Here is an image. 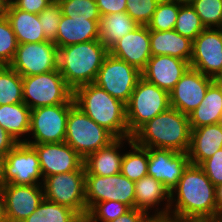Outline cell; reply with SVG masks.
Returning <instances> with one entry per match:
<instances>
[{
    "instance_id": "1",
    "label": "cell",
    "mask_w": 222,
    "mask_h": 222,
    "mask_svg": "<svg viewBox=\"0 0 222 222\" xmlns=\"http://www.w3.org/2000/svg\"><path fill=\"white\" fill-rule=\"evenodd\" d=\"M174 190L178 198L173 217L197 220L217 217L215 186L199 165H187L171 191V202Z\"/></svg>"
},
{
    "instance_id": "2",
    "label": "cell",
    "mask_w": 222,
    "mask_h": 222,
    "mask_svg": "<svg viewBox=\"0 0 222 222\" xmlns=\"http://www.w3.org/2000/svg\"><path fill=\"white\" fill-rule=\"evenodd\" d=\"M191 138L189 116L169 108L142 125L132 140L145 148L171 149L188 152Z\"/></svg>"
},
{
    "instance_id": "3",
    "label": "cell",
    "mask_w": 222,
    "mask_h": 222,
    "mask_svg": "<svg viewBox=\"0 0 222 222\" xmlns=\"http://www.w3.org/2000/svg\"><path fill=\"white\" fill-rule=\"evenodd\" d=\"M75 105L115 138H129L126 104L96 84H85L73 91Z\"/></svg>"
},
{
    "instance_id": "4",
    "label": "cell",
    "mask_w": 222,
    "mask_h": 222,
    "mask_svg": "<svg viewBox=\"0 0 222 222\" xmlns=\"http://www.w3.org/2000/svg\"><path fill=\"white\" fill-rule=\"evenodd\" d=\"M108 53L99 39L58 48L57 69L74 91L79 86L95 82Z\"/></svg>"
},
{
    "instance_id": "5",
    "label": "cell",
    "mask_w": 222,
    "mask_h": 222,
    "mask_svg": "<svg viewBox=\"0 0 222 222\" xmlns=\"http://www.w3.org/2000/svg\"><path fill=\"white\" fill-rule=\"evenodd\" d=\"M169 108V92L141 77L131 94L129 102L126 104L129 137H132L146 122Z\"/></svg>"
},
{
    "instance_id": "6",
    "label": "cell",
    "mask_w": 222,
    "mask_h": 222,
    "mask_svg": "<svg viewBox=\"0 0 222 222\" xmlns=\"http://www.w3.org/2000/svg\"><path fill=\"white\" fill-rule=\"evenodd\" d=\"M116 138L74 105L69 110L65 141L83 160Z\"/></svg>"
},
{
    "instance_id": "7",
    "label": "cell",
    "mask_w": 222,
    "mask_h": 222,
    "mask_svg": "<svg viewBox=\"0 0 222 222\" xmlns=\"http://www.w3.org/2000/svg\"><path fill=\"white\" fill-rule=\"evenodd\" d=\"M22 82L23 102L31 110L43 106L75 103L73 90L66 84L58 69L22 77Z\"/></svg>"
},
{
    "instance_id": "8",
    "label": "cell",
    "mask_w": 222,
    "mask_h": 222,
    "mask_svg": "<svg viewBox=\"0 0 222 222\" xmlns=\"http://www.w3.org/2000/svg\"><path fill=\"white\" fill-rule=\"evenodd\" d=\"M44 199L67 206L83 219L87 214L85 200V167L76 171L45 177Z\"/></svg>"
},
{
    "instance_id": "9",
    "label": "cell",
    "mask_w": 222,
    "mask_h": 222,
    "mask_svg": "<svg viewBox=\"0 0 222 222\" xmlns=\"http://www.w3.org/2000/svg\"><path fill=\"white\" fill-rule=\"evenodd\" d=\"M140 78L141 71L108 53L94 84L104 89L112 97L127 104Z\"/></svg>"
},
{
    "instance_id": "10",
    "label": "cell",
    "mask_w": 222,
    "mask_h": 222,
    "mask_svg": "<svg viewBox=\"0 0 222 222\" xmlns=\"http://www.w3.org/2000/svg\"><path fill=\"white\" fill-rule=\"evenodd\" d=\"M85 200L87 210L95 203L112 200L135 208V182L121 173L112 176L85 175Z\"/></svg>"
},
{
    "instance_id": "11",
    "label": "cell",
    "mask_w": 222,
    "mask_h": 222,
    "mask_svg": "<svg viewBox=\"0 0 222 222\" xmlns=\"http://www.w3.org/2000/svg\"><path fill=\"white\" fill-rule=\"evenodd\" d=\"M75 103L43 106L31 110L30 131L35 141L27 144L60 143L66 138L69 110Z\"/></svg>"
},
{
    "instance_id": "12",
    "label": "cell",
    "mask_w": 222,
    "mask_h": 222,
    "mask_svg": "<svg viewBox=\"0 0 222 222\" xmlns=\"http://www.w3.org/2000/svg\"><path fill=\"white\" fill-rule=\"evenodd\" d=\"M190 68L222 80V28H205L193 40Z\"/></svg>"
},
{
    "instance_id": "13",
    "label": "cell",
    "mask_w": 222,
    "mask_h": 222,
    "mask_svg": "<svg viewBox=\"0 0 222 222\" xmlns=\"http://www.w3.org/2000/svg\"><path fill=\"white\" fill-rule=\"evenodd\" d=\"M58 47L52 41L18 44L9 66L22 77L57 70Z\"/></svg>"
},
{
    "instance_id": "14",
    "label": "cell",
    "mask_w": 222,
    "mask_h": 222,
    "mask_svg": "<svg viewBox=\"0 0 222 222\" xmlns=\"http://www.w3.org/2000/svg\"><path fill=\"white\" fill-rule=\"evenodd\" d=\"M42 177L39 157L35 148L25 142H19L5 156L4 185H35Z\"/></svg>"
},
{
    "instance_id": "15",
    "label": "cell",
    "mask_w": 222,
    "mask_h": 222,
    "mask_svg": "<svg viewBox=\"0 0 222 222\" xmlns=\"http://www.w3.org/2000/svg\"><path fill=\"white\" fill-rule=\"evenodd\" d=\"M214 81L200 71L189 68L169 93L170 107L190 115L203 101Z\"/></svg>"
},
{
    "instance_id": "16",
    "label": "cell",
    "mask_w": 222,
    "mask_h": 222,
    "mask_svg": "<svg viewBox=\"0 0 222 222\" xmlns=\"http://www.w3.org/2000/svg\"><path fill=\"white\" fill-rule=\"evenodd\" d=\"M190 163L187 152L148 148V176L162 182L171 192Z\"/></svg>"
},
{
    "instance_id": "17",
    "label": "cell",
    "mask_w": 222,
    "mask_h": 222,
    "mask_svg": "<svg viewBox=\"0 0 222 222\" xmlns=\"http://www.w3.org/2000/svg\"><path fill=\"white\" fill-rule=\"evenodd\" d=\"M39 157L43 177L79 170L83 166V158L66 142L29 144Z\"/></svg>"
},
{
    "instance_id": "18",
    "label": "cell",
    "mask_w": 222,
    "mask_h": 222,
    "mask_svg": "<svg viewBox=\"0 0 222 222\" xmlns=\"http://www.w3.org/2000/svg\"><path fill=\"white\" fill-rule=\"evenodd\" d=\"M39 186L10 183L2 186L8 222H22L38 208L44 200V192Z\"/></svg>"
},
{
    "instance_id": "19",
    "label": "cell",
    "mask_w": 222,
    "mask_h": 222,
    "mask_svg": "<svg viewBox=\"0 0 222 222\" xmlns=\"http://www.w3.org/2000/svg\"><path fill=\"white\" fill-rule=\"evenodd\" d=\"M109 53L142 71L152 56L148 26L139 25L127 33L109 49Z\"/></svg>"
},
{
    "instance_id": "20",
    "label": "cell",
    "mask_w": 222,
    "mask_h": 222,
    "mask_svg": "<svg viewBox=\"0 0 222 222\" xmlns=\"http://www.w3.org/2000/svg\"><path fill=\"white\" fill-rule=\"evenodd\" d=\"M190 68V63L169 55L151 56L141 77L161 89L171 92L180 78Z\"/></svg>"
},
{
    "instance_id": "21",
    "label": "cell",
    "mask_w": 222,
    "mask_h": 222,
    "mask_svg": "<svg viewBox=\"0 0 222 222\" xmlns=\"http://www.w3.org/2000/svg\"><path fill=\"white\" fill-rule=\"evenodd\" d=\"M222 148V123L191 129L188 157L191 164L200 165Z\"/></svg>"
},
{
    "instance_id": "22",
    "label": "cell",
    "mask_w": 222,
    "mask_h": 222,
    "mask_svg": "<svg viewBox=\"0 0 222 222\" xmlns=\"http://www.w3.org/2000/svg\"><path fill=\"white\" fill-rule=\"evenodd\" d=\"M100 20L73 19L62 15L54 43L58 48L99 39Z\"/></svg>"
},
{
    "instance_id": "23",
    "label": "cell",
    "mask_w": 222,
    "mask_h": 222,
    "mask_svg": "<svg viewBox=\"0 0 222 222\" xmlns=\"http://www.w3.org/2000/svg\"><path fill=\"white\" fill-rule=\"evenodd\" d=\"M4 14L15 33L18 44L48 41L44 36L38 14L15 8L11 3L4 6Z\"/></svg>"
},
{
    "instance_id": "24",
    "label": "cell",
    "mask_w": 222,
    "mask_h": 222,
    "mask_svg": "<svg viewBox=\"0 0 222 222\" xmlns=\"http://www.w3.org/2000/svg\"><path fill=\"white\" fill-rule=\"evenodd\" d=\"M193 41L174 29L170 31L150 30V50L152 56L169 55L190 63Z\"/></svg>"
},
{
    "instance_id": "25",
    "label": "cell",
    "mask_w": 222,
    "mask_h": 222,
    "mask_svg": "<svg viewBox=\"0 0 222 222\" xmlns=\"http://www.w3.org/2000/svg\"><path fill=\"white\" fill-rule=\"evenodd\" d=\"M191 129L222 123V80H215L200 105L190 114Z\"/></svg>"
},
{
    "instance_id": "26",
    "label": "cell",
    "mask_w": 222,
    "mask_h": 222,
    "mask_svg": "<svg viewBox=\"0 0 222 222\" xmlns=\"http://www.w3.org/2000/svg\"><path fill=\"white\" fill-rule=\"evenodd\" d=\"M125 138H116L108 146L89 154L83 162L85 175L112 176L121 172L123 155L117 152L121 141Z\"/></svg>"
},
{
    "instance_id": "27",
    "label": "cell",
    "mask_w": 222,
    "mask_h": 222,
    "mask_svg": "<svg viewBox=\"0 0 222 222\" xmlns=\"http://www.w3.org/2000/svg\"><path fill=\"white\" fill-rule=\"evenodd\" d=\"M165 198H168L169 202L166 210L157 212L156 215H170L171 192L162 182L148 175L135 182V208L138 210L146 213L150 207L159 204Z\"/></svg>"
},
{
    "instance_id": "28",
    "label": "cell",
    "mask_w": 222,
    "mask_h": 222,
    "mask_svg": "<svg viewBox=\"0 0 222 222\" xmlns=\"http://www.w3.org/2000/svg\"><path fill=\"white\" fill-rule=\"evenodd\" d=\"M138 26L126 12L101 16L99 22V40L109 50L119 39Z\"/></svg>"
},
{
    "instance_id": "29",
    "label": "cell",
    "mask_w": 222,
    "mask_h": 222,
    "mask_svg": "<svg viewBox=\"0 0 222 222\" xmlns=\"http://www.w3.org/2000/svg\"><path fill=\"white\" fill-rule=\"evenodd\" d=\"M31 109L24 103L0 105V126L18 143L24 142L19 137L29 133Z\"/></svg>"
},
{
    "instance_id": "30",
    "label": "cell",
    "mask_w": 222,
    "mask_h": 222,
    "mask_svg": "<svg viewBox=\"0 0 222 222\" xmlns=\"http://www.w3.org/2000/svg\"><path fill=\"white\" fill-rule=\"evenodd\" d=\"M22 222H84L73 209L44 199Z\"/></svg>"
},
{
    "instance_id": "31",
    "label": "cell",
    "mask_w": 222,
    "mask_h": 222,
    "mask_svg": "<svg viewBox=\"0 0 222 222\" xmlns=\"http://www.w3.org/2000/svg\"><path fill=\"white\" fill-rule=\"evenodd\" d=\"M128 142L135 152L123 154L120 173L130 181L137 182L148 175V148L133 142L132 137L128 138Z\"/></svg>"
},
{
    "instance_id": "32",
    "label": "cell",
    "mask_w": 222,
    "mask_h": 222,
    "mask_svg": "<svg viewBox=\"0 0 222 222\" xmlns=\"http://www.w3.org/2000/svg\"><path fill=\"white\" fill-rule=\"evenodd\" d=\"M23 102L22 76L9 65H0V105Z\"/></svg>"
},
{
    "instance_id": "33",
    "label": "cell",
    "mask_w": 222,
    "mask_h": 222,
    "mask_svg": "<svg viewBox=\"0 0 222 222\" xmlns=\"http://www.w3.org/2000/svg\"><path fill=\"white\" fill-rule=\"evenodd\" d=\"M204 29L205 26L192 5L179 3V13L174 30L193 41Z\"/></svg>"
},
{
    "instance_id": "34",
    "label": "cell",
    "mask_w": 222,
    "mask_h": 222,
    "mask_svg": "<svg viewBox=\"0 0 222 222\" xmlns=\"http://www.w3.org/2000/svg\"><path fill=\"white\" fill-rule=\"evenodd\" d=\"M179 13V3L175 0H160L150 23L149 30L170 31L174 29Z\"/></svg>"
},
{
    "instance_id": "35",
    "label": "cell",
    "mask_w": 222,
    "mask_h": 222,
    "mask_svg": "<svg viewBox=\"0 0 222 222\" xmlns=\"http://www.w3.org/2000/svg\"><path fill=\"white\" fill-rule=\"evenodd\" d=\"M131 208L119 201H105L93 204L84 218V222H111Z\"/></svg>"
},
{
    "instance_id": "36",
    "label": "cell",
    "mask_w": 222,
    "mask_h": 222,
    "mask_svg": "<svg viewBox=\"0 0 222 222\" xmlns=\"http://www.w3.org/2000/svg\"><path fill=\"white\" fill-rule=\"evenodd\" d=\"M62 15L73 19L100 20L101 15L96 0H57Z\"/></svg>"
},
{
    "instance_id": "37",
    "label": "cell",
    "mask_w": 222,
    "mask_h": 222,
    "mask_svg": "<svg viewBox=\"0 0 222 222\" xmlns=\"http://www.w3.org/2000/svg\"><path fill=\"white\" fill-rule=\"evenodd\" d=\"M190 4L205 28H222V0H194Z\"/></svg>"
},
{
    "instance_id": "38",
    "label": "cell",
    "mask_w": 222,
    "mask_h": 222,
    "mask_svg": "<svg viewBox=\"0 0 222 222\" xmlns=\"http://www.w3.org/2000/svg\"><path fill=\"white\" fill-rule=\"evenodd\" d=\"M17 48L15 33L3 13L0 15V65H9L14 59Z\"/></svg>"
},
{
    "instance_id": "39",
    "label": "cell",
    "mask_w": 222,
    "mask_h": 222,
    "mask_svg": "<svg viewBox=\"0 0 222 222\" xmlns=\"http://www.w3.org/2000/svg\"><path fill=\"white\" fill-rule=\"evenodd\" d=\"M160 0H126V13L138 24L147 26Z\"/></svg>"
},
{
    "instance_id": "40",
    "label": "cell",
    "mask_w": 222,
    "mask_h": 222,
    "mask_svg": "<svg viewBox=\"0 0 222 222\" xmlns=\"http://www.w3.org/2000/svg\"><path fill=\"white\" fill-rule=\"evenodd\" d=\"M39 15L44 36L48 41H55L58 25L62 16L61 6L57 0L52 1Z\"/></svg>"
},
{
    "instance_id": "41",
    "label": "cell",
    "mask_w": 222,
    "mask_h": 222,
    "mask_svg": "<svg viewBox=\"0 0 222 222\" xmlns=\"http://www.w3.org/2000/svg\"><path fill=\"white\" fill-rule=\"evenodd\" d=\"M199 166L214 186L222 184V148Z\"/></svg>"
},
{
    "instance_id": "42",
    "label": "cell",
    "mask_w": 222,
    "mask_h": 222,
    "mask_svg": "<svg viewBox=\"0 0 222 222\" xmlns=\"http://www.w3.org/2000/svg\"><path fill=\"white\" fill-rule=\"evenodd\" d=\"M54 0H13L12 5L20 10L40 14Z\"/></svg>"
},
{
    "instance_id": "43",
    "label": "cell",
    "mask_w": 222,
    "mask_h": 222,
    "mask_svg": "<svg viewBox=\"0 0 222 222\" xmlns=\"http://www.w3.org/2000/svg\"><path fill=\"white\" fill-rule=\"evenodd\" d=\"M101 16L126 12V0H96Z\"/></svg>"
},
{
    "instance_id": "44",
    "label": "cell",
    "mask_w": 222,
    "mask_h": 222,
    "mask_svg": "<svg viewBox=\"0 0 222 222\" xmlns=\"http://www.w3.org/2000/svg\"><path fill=\"white\" fill-rule=\"evenodd\" d=\"M149 215L137 208H131L129 211L111 222H144Z\"/></svg>"
},
{
    "instance_id": "45",
    "label": "cell",
    "mask_w": 222,
    "mask_h": 222,
    "mask_svg": "<svg viewBox=\"0 0 222 222\" xmlns=\"http://www.w3.org/2000/svg\"><path fill=\"white\" fill-rule=\"evenodd\" d=\"M18 142L0 126V154L6 156Z\"/></svg>"
},
{
    "instance_id": "46",
    "label": "cell",
    "mask_w": 222,
    "mask_h": 222,
    "mask_svg": "<svg viewBox=\"0 0 222 222\" xmlns=\"http://www.w3.org/2000/svg\"><path fill=\"white\" fill-rule=\"evenodd\" d=\"M217 217L222 216V184L215 186Z\"/></svg>"
},
{
    "instance_id": "47",
    "label": "cell",
    "mask_w": 222,
    "mask_h": 222,
    "mask_svg": "<svg viewBox=\"0 0 222 222\" xmlns=\"http://www.w3.org/2000/svg\"><path fill=\"white\" fill-rule=\"evenodd\" d=\"M144 222H170L169 215H154L151 217H147Z\"/></svg>"
},
{
    "instance_id": "48",
    "label": "cell",
    "mask_w": 222,
    "mask_h": 222,
    "mask_svg": "<svg viewBox=\"0 0 222 222\" xmlns=\"http://www.w3.org/2000/svg\"><path fill=\"white\" fill-rule=\"evenodd\" d=\"M0 222H8L5 211V200L0 189Z\"/></svg>"
},
{
    "instance_id": "49",
    "label": "cell",
    "mask_w": 222,
    "mask_h": 222,
    "mask_svg": "<svg viewBox=\"0 0 222 222\" xmlns=\"http://www.w3.org/2000/svg\"><path fill=\"white\" fill-rule=\"evenodd\" d=\"M4 162L5 156L0 154V189L4 185Z\"/></svg>"
},
{
    "instance_id": "50",
    "label": "cell",
    "mask_w": 222,
    "mask_h": 222,
    "mask_svg": "<svg viewBox=\"0 0 222 222\" xmlns=\"http://www.w3.org/2000/svg\"><path fill=\"white\" fill-rule=\"evenodd\" d=\"M174 218V219H173ZM170 222H207V219L204 220H197V219H180V218H175L170 215Z\"/></svg>"
},
{
    "instance_id": "51",
    "label": "cell",
    "mask_w": 222,
    "mask_h": 222,
    "mask_svg": "<svg viewBox=\"0 0 222 222\" xmlns=\"http://www.w3.org/2000/svg\"><path fill=\"white\" fill-rule=\"evenodd\" d=\"M207 222H222V216L208 218Z\"/></svg>"
},
{
    "instance_id": "52",
    "label": "cell",
    "mask_w": 222,
    "mask_h": 222,
    "mask_svg": "<svg viewBox=\"0 0 222 222\" xmlns=\"http://www.w3.org/2000/svg\"><path fill=\"white\" fill-rule=\"evenodd\" d=\"M175 1H177L178 3H181V4H190L194 0H175Z\"/></svg>"
},
{
    "instance_id": "53",
    "label": "cell",
    "mask_w": 222,
    "mask_h": 222,
    "mask_svg": "<svg viewBox=\"0 0 222 222\" xmlns=\"http://www.w3.org/2000/svg\"><path fill=\"white\" fill-rule=\"evenodd\" d=\"M4 4L0 1V15L4 13Z\"/></svg>"
},
{
    "instance_id": "54",
    "label": "cell",
    "mask_w": 222,
    "mask_h": 222,
    "mask_svg": "<svg viewBox=\"0 0 222 222\" xmlns=\"http://www.w3.org/2000/svg\"><path fill=\"white\" fill-rule=\"evenodd\" d=\"M4 5H8L9 4V0H0Z\"/></svg>"
}]
</instances>
